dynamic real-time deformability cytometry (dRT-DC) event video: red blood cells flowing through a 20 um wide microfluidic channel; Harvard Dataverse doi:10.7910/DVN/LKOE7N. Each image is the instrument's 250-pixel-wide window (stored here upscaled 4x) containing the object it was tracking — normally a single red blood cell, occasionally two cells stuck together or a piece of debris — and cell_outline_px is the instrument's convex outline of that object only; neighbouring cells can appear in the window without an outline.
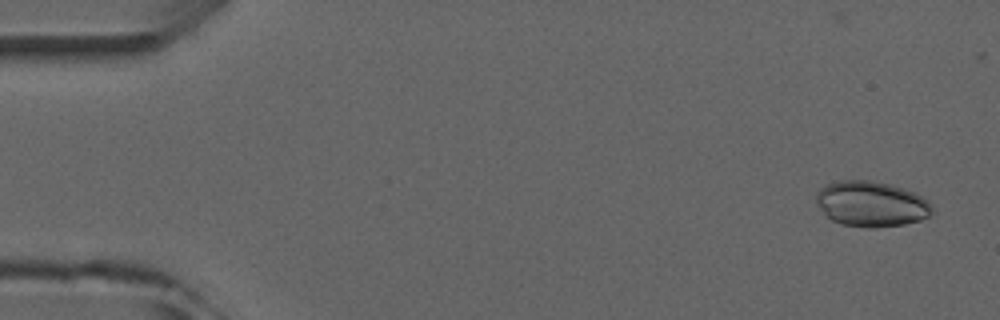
{"species": "common noctule bat (a hibernating species)", "species_latin": "Nyctalus noctula", "temperature_condition": "room temperature", "stored_images_in_passage": 5, "camera_frame_rate_fps": 3000, "um_per_image_px": 0.085, "animal": {"sex": "male", "forearm_length_mm": 52.5}, "frame": {"image": 1, "passage_image": 1, "time_ms": 0.0, "image_size_px": [1000, 320], "cell_outline_px": [[932, 212], [928, 216], [920, 220], [904, 224], [876, 228], [868, 228], [840, 224], [832, 220], [816, 204], [816, 192], [824, 184], [840, 180], [872, 180], [904, 188], [916, 192], [928, 200], [932, 204]], "centroid_in_image_um": [74.06, 17.32], "position_along_channel_um": 10.9, "area_um2": 31.04}}